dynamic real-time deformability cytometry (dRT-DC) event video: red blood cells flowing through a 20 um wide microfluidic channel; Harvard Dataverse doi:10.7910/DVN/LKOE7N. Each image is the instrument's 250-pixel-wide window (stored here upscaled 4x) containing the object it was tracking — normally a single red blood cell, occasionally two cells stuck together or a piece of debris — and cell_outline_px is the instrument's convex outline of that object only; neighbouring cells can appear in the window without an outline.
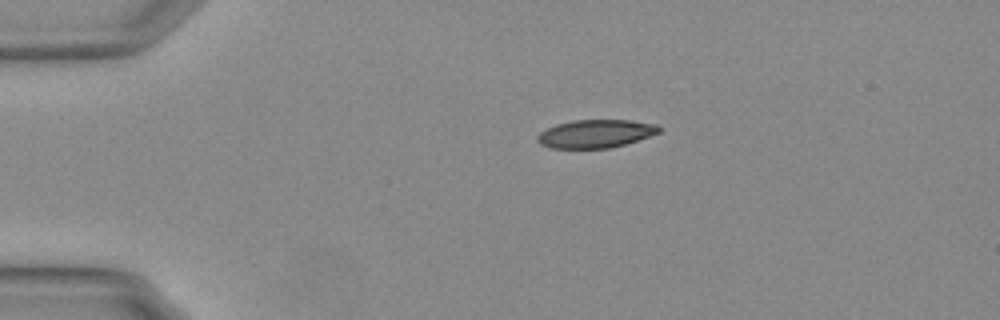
{"species": "Egyptian fruit bat (a non-hibernating species)", "species_latin": "Rousettus aegyptiacus", "temperature_condition": "warm", "stored_images_in_passage": 39, "camera_frame_rate_fps": 3000, "um_per_image_px": 0.085, "animal": {"sex": "female"}, "frame": {"image": 1, "passage_image": 1, "time_ms": 0.0, "image_size_px": [1000, 320], "cell_outline_px": [[660, 132], [624, 144], [608, 148], [552, 148], [540, 144], [536, 140], [536, 136], [540, 132], [556, 124], [572, 120], [628, 120], [656, 124], [660, 128]], "centroid_in_image_um": [50.58, 11.36], "position_along_channel_um": 34.4, "area_um2": 19.77}}
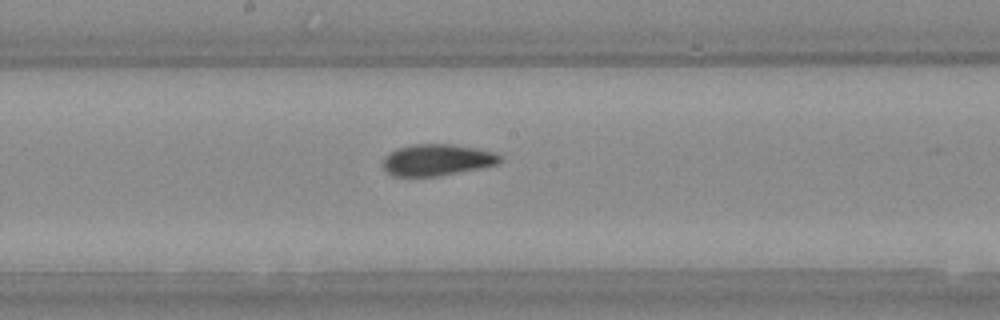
{"frame": {"image": 2, "passage_image": 19, "time_ms": 6.0, "image_size_px": [1000, 320], "cell_outline_px": [[504, 160], [496, 164], [436, 176], [392, 176], [384, 168], [384, 156], [388, 152], [396, 148], [412, 144], [452, 144], [476, 148], [496, 152]], "centroid_in_image_um": [37.12, 13.57], "position_along_channel_um": 211.1, "area_um2": 21.33}}
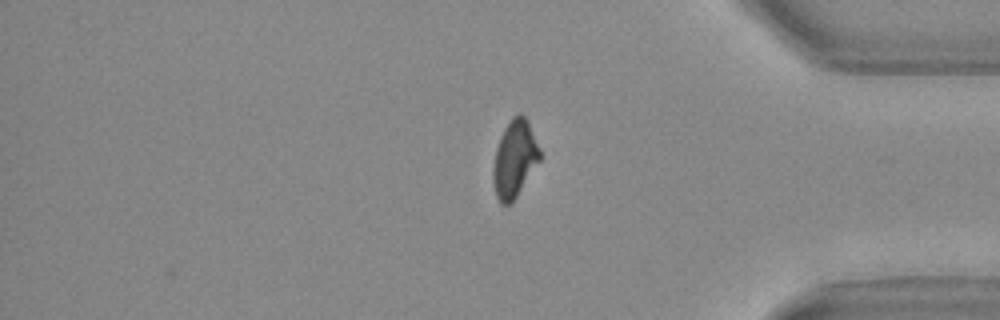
{"frame": {"image": 3, "passage_image": 35, "time_ms": 11.333, "image_size_px": [1000, 320], "cell_outline_px": [[540, 160], [516, 196], [508, 204], [500, 204], [496, 196], [492, 180], [492, 168], [496, 148], [500, 136], [504, 128], [512, 116], [516, 112], [520, 112], [528, 120], [540, 148]], "centroid_in_image_um": [43.72, 13.45], "position_along_channel_um": 391.5, "area_um2": 21.04}, "authors_computed_cell_mechanics": {"area_um2": 21.5016, "velocity_mm_per_s": 3.7617, "shape_relaxation_time_tau1_ms": 7.0989, "shape_relaxation_time_tau2_ms": 1.7146, "deformation_change_tau1": 0.2016, "deformation_change_tau2": 0.0663}}